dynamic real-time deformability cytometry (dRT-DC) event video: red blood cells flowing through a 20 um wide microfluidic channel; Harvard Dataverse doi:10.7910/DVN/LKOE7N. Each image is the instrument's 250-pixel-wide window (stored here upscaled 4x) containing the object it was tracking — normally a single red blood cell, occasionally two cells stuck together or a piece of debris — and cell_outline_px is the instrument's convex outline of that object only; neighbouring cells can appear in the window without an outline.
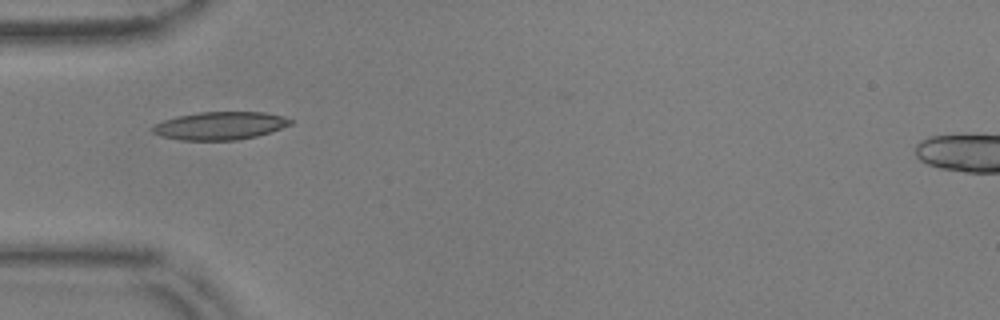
{"species": "common noctule bat (a hibernating species)", "species_latin": "Nyctalus noctula", "temperature_condition": "warm", "stored_images_in_passage": 28, "camera_frame_rate_fps": 3000, "um_per_image_px": 0.085, "animal": {"sex": "male", "body_mass_g": 17.9, "forearm_length_mm": 54.2}, "frame": {"image": 1, "passage_image": 1, "time_ms": 0.0, "image_size_px": [1000, 320], "cell_outline_px": [[292, 124], [256, 136], [236, 140], [180, 140], [160, 136], [152, 132], [152, 128], [156, 124], [164, 120], [176, 116], [200, 112], [264, 112], [284, 116], [292, 120]], "centroid_in_image_um": [18.69, 10.68], "position_along_channel_um": 66.3, "area_um2": 22.31}}
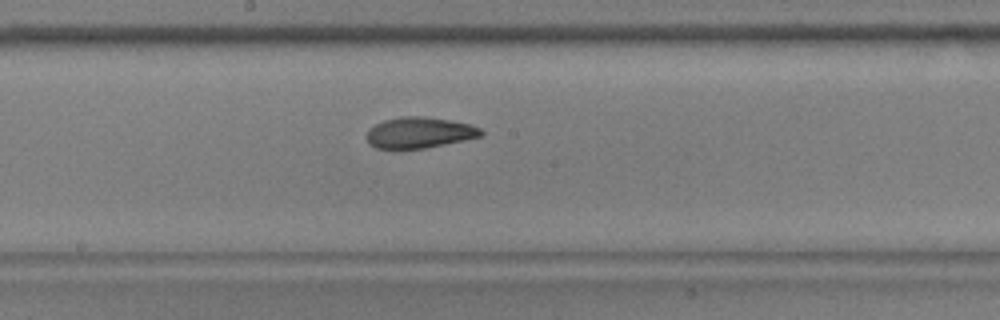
{"frame": {"image": 2, "passage_image": 13, "time_ms": 4.0, "image_size_px": [1000, 320], "cell_outline_px": [[484, 132], [480, 136], [464, 140], [424, 148], [376, 148], [368, 144], [368, 128], [384, 120], [400, 116], [420, 116], [448, 120], [472, 124], [480, 128]], "centroid_in_image_um": [35.64, 11.26], "position_along_channel_um": 212.6, "area_um2": 20.4}}
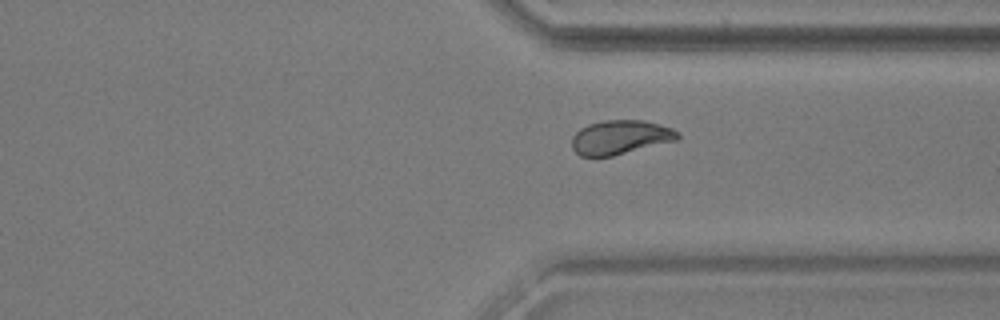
{"frame": {"image": 3, "passage_image": 25, "time_ms": 8.0, "image_size_px": [1000, 320], "cell_outline_px": [[680, 136], [676, 140], [612, 156], [580, 156], [572, 148], [572, 136], [580, 128], [588, 124], [604, 120], [644, 120], [672, 128], [680, 132]], "centroid_in_image_um": [52.71, 11.66], "position_along_channel_um": 358.7, "area_um2": 20.98}}